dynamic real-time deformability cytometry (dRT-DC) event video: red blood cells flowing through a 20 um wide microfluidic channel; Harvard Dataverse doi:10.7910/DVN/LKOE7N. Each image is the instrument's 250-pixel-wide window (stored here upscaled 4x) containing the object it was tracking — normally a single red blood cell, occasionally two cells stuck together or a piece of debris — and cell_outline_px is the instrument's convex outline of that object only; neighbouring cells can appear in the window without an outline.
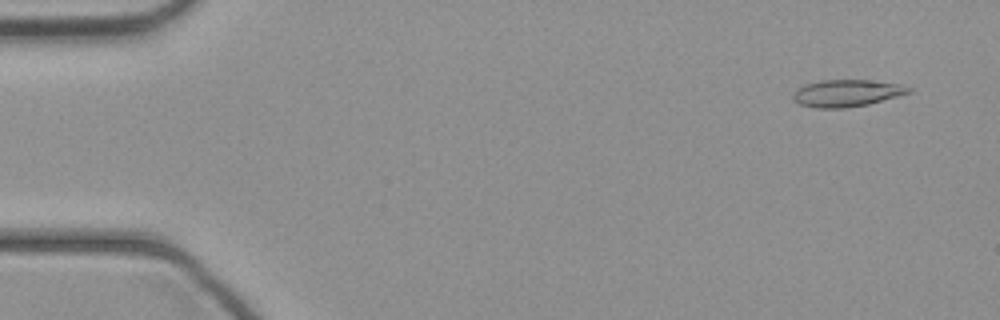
{"species": "common noctule bat (a hibernating species)", "species_latin": "Nyctalus noctula", "temperature_condition": "cold", "stored_images_in_passage": 44, "camera_frame_rate_fps": 3000, "um_per_image_px": 0.085, "animal": {"sex": "female", "body_mass_g": 21.9}, "frame": {"image": 1, "passage_image": 3, "time_ms": 0.667, "image_size_px": [1000, 320], "cell_outline_px": [[912, 92], [868, 104], [844, 108], [816, 108], [800, 104], [792, 100], [792, 92], [796, 88], [804, 84], [820, 80], [868, 80], [904, 84], [912, 88]], "centroid_in_image_um": [71.95, 7.91], "position_along_channel_um": 13.1, "area_um2": 18.44}}
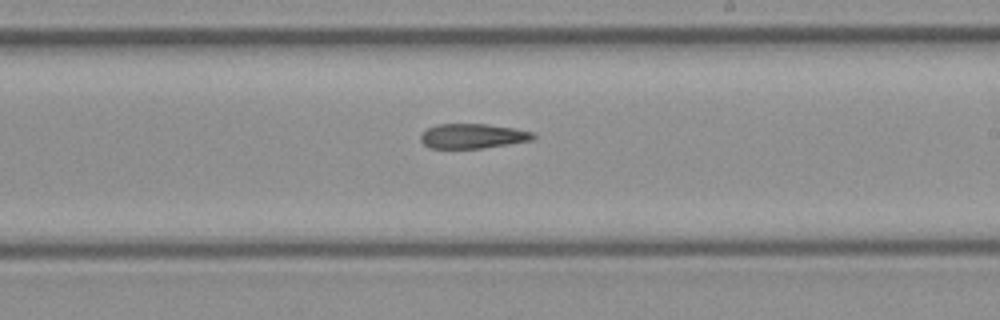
{"frame": {"image": 2, "passage_image": 26, "time_ms": 8.333, "image_size_px": [1000, 320], "cell_outline_px": [[536, 136], [532, 140], [484, 148], [428, 148], [420, 140], [420, 136], [428, 128], [436, 124], [488, 124], [512, 128], [532, 132]], "centroid_in_image_um": [40.16, 11.57], "position_along_channel_um": 248.8, "area_um2": 16.13}}
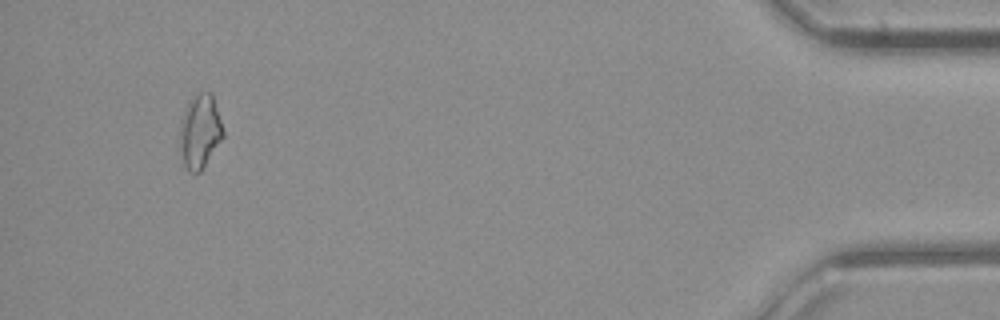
{"frame": {"image": 3, "passage_image": 42, "time_ms": 13.667, "image_size_px": [1000, 320], "cell_outline_px": [[224, 136], [200, 172], [188, 172], [184, 164], [180, 148], [180, 120], [188, 100], [196, 92], [212, 92], [224, 132]], "centroid_in_image_um": [16.98, 11.13], "position_along_channel_um": 418.2, "area_um2": 18.73}}